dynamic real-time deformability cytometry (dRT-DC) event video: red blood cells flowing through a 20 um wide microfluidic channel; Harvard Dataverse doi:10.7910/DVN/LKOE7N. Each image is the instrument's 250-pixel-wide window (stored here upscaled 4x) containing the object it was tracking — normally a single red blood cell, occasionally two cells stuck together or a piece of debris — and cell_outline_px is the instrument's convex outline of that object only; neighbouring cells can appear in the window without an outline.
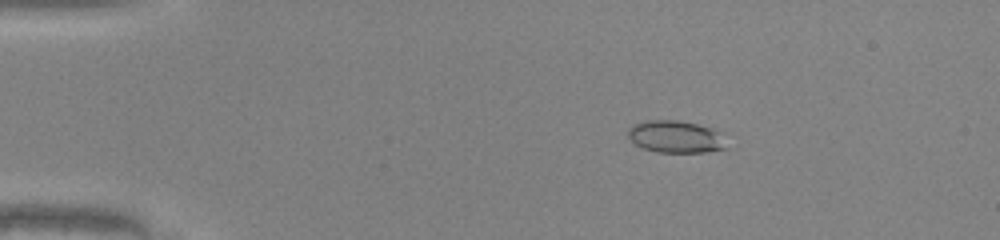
{"species": "common noctule bat (a hibernating species)", "species_latin": "Nyctalus noctula", "temperature_condition": "warm", "stored_images_in_passage": 50, "camera_frame_rate_fps": 3000, "um_per_image_px": 0.085, "animal": {"sex": "male", "body_mass_g": 20.0, "forearm_length_mm": 53.3}, "frame": {"image": 1, "passage_image": 9, "time_ms": 2.667, "image_size_px": [1000, 240], "cell_outline_px": [[728, 148], [704, 152], [656, 152], [644, 148], [636, 144], [628, 136], [628, 128], [632, 124], [644, 120], [676, 120], [716, 128], [724, 132]], "centroid_in_image_um": [57.5, 11.61], "position_along_channel_um": 27.5, "area_um2": 18.9}}
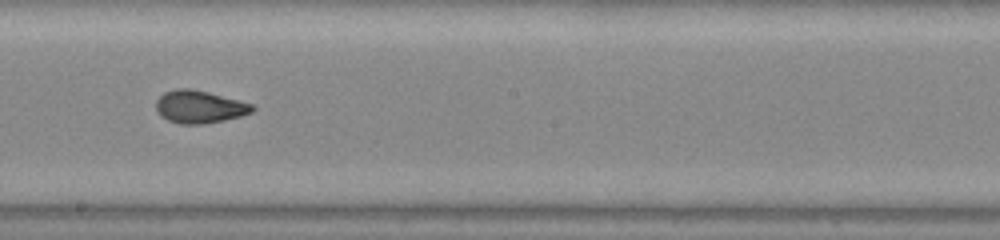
{"frame": {"image": 2, "passage_image": 29, "time_ms": 9.333, "image_size_px": [1000, 240], "cell_outline_px": [[256, 108], [252, 112], [240, 116], [224, 120], [200, 124], [180, 124], [168, 120], [160, 116], [156, 112], [156, 100], [164, 92], [176, 88], [188, 88], [208, 92], [252, 104]], "centroid_in_image_um": [16.92, 9.08], "position_along_channel_um": 231.3, "area_um2": 18.26}}
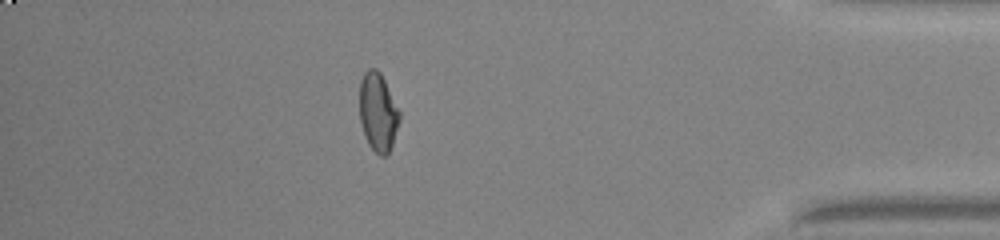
{"frame": {"image": 3, "passage_image": 44, "time_ms": 14.333, "image_size_px": [1000, 240], "cell_outline_px": [[400, 120], [392, 144], [388, 152], [384, 156], [380, 156], [368, 144], [360, 120], [360, 80], [364, 72], [368, 68], [376, 68], [380, 72], [400, 112]], "centroid_in_image_um": [32.12, 9.51], "position_along_channel_um": 403.1, "area_um2": 18.03}, "authors_computed_cell_mechanics": {"area_um2": 18.2359, "velocity_mm_per_s": 4.2116, "shape_relaxation_time_tau1_ms": 8.9699, "shape_relaxation_time_tau2_ms": 0.9391, "deformation_change_tau1": 0.2085, "deformation_change_tau2": 0.0684}}